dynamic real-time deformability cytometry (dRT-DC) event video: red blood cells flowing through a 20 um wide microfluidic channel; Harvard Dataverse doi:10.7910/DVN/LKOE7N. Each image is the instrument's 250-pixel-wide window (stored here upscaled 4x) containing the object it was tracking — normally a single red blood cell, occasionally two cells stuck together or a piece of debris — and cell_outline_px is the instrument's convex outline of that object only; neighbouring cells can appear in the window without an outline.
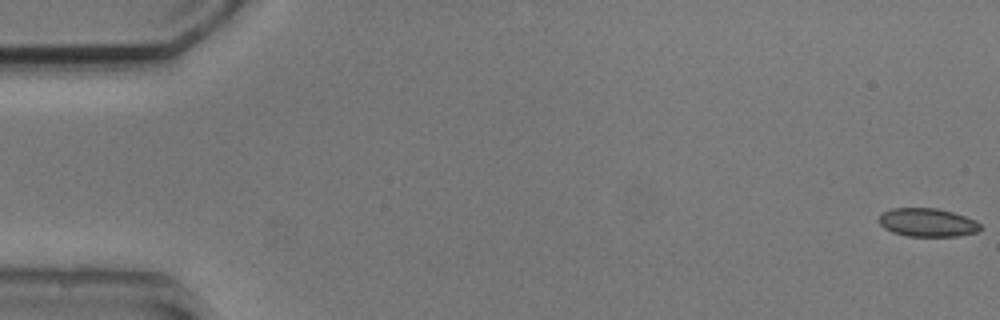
{"species": "common noctule bat (a hibernating species)", "species_latin": "Nyctalus noctula", "temperature_condition": "cold", "stored_images_in_passage": 9, "camera_frame_rate_fps": 3000, "um_per_image_px": 0.085, "animal": {"sex": "male", "body_mass_g": 20.5, "forearm_length_mm": 52.5}, "frame": {"image": 1, "passage_image": 1, "time_ms": 0.0, "image_size_px": [1000, 320], "cell_outline_px": [[980, 228], [976, 232], [956, 236], [908, 236], [892, 232], [884, 228], [880, 224], [880, 212], [892, 208], [936, 208], [952, 212], [976, 220], [980, 224]], "centroid_in_image_um": [78.8, 18.9], "position_along_channel_um": 6.2, "area_um2": 16.7}}